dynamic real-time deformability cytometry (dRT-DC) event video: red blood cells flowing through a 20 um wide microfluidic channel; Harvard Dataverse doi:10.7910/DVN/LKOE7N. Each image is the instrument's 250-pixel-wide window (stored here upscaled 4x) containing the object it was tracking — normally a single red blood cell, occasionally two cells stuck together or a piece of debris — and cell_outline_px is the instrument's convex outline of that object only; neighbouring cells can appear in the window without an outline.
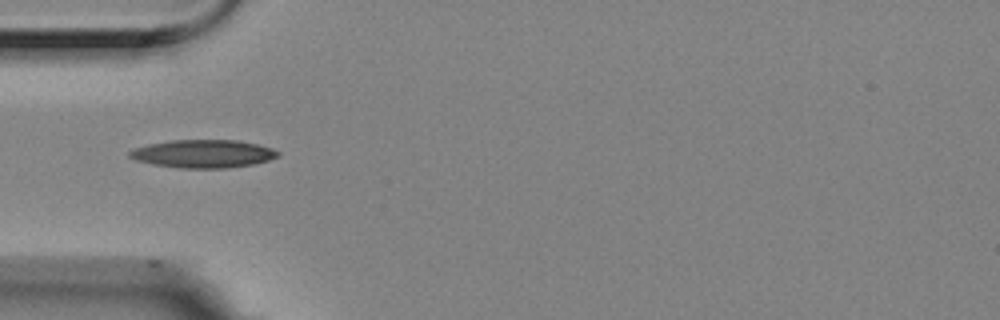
{"species": "Egyptian fruit bat (a non-hibernating species)", "species_latin": "Rousettus aegyptiacus", "temperature_condition": "room temperature", "stored_images_in_passage": 4, "camera_frame_rate_fps": 3000, "um_per_image_px": 0.085, "animal": {"sex": "female"}, "frame": {"image": 1, "passage_image": 3, "time_ms": 0.667, "image_size_px": [1000, 320], "cell_outline_px": [[280, 156], [268, 160], [252, 164], [224, 168], [180, 168], [156, 164], [136, 160], [128, 156], [128, 152], [132, 148], [148, 144], [172, 140], [236, 140], [256, 144], [272, 148], [280, 152]], "centroid_in_image_um": [17.26, 13.06], "position_along_channel_um": 67.7, "area_um2": 24.1}}